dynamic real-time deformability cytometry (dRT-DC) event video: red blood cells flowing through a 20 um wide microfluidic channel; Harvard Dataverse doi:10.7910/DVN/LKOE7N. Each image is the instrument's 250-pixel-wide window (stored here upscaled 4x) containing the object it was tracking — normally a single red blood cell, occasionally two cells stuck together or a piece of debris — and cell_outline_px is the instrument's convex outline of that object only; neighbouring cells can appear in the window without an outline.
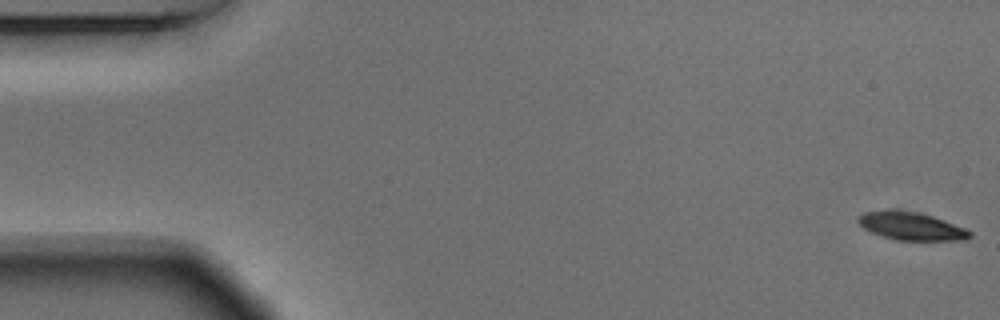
{"species": "Egyptian fruit bat (a non-hibernating species)", "species_latin": "Rousettus aegyptiacus", "temperature_condition": "warm", "stored_images_in_passage": 55, "camera_frame_rate_fps": 3000, "um_per_image_px": 0.085, "animal": {"sex": "male"}, "frame": {"image": 1, "passage_image": 1, "time_ms": 0.0, "image_size_px": [1000, 320], "cell_outline_px": [[972, 236], [968, 240], [896, 240], [880, 236], [864, 228], [856, 220], [864, 212], [888, 208], [916, 212], [932, 216], [944, 220], [964, 228], [972, 232]], "centroid_in_image_um": [77.43, 19.21], "position_along_channel_um": 7.6, "area_um2": 18.32}}
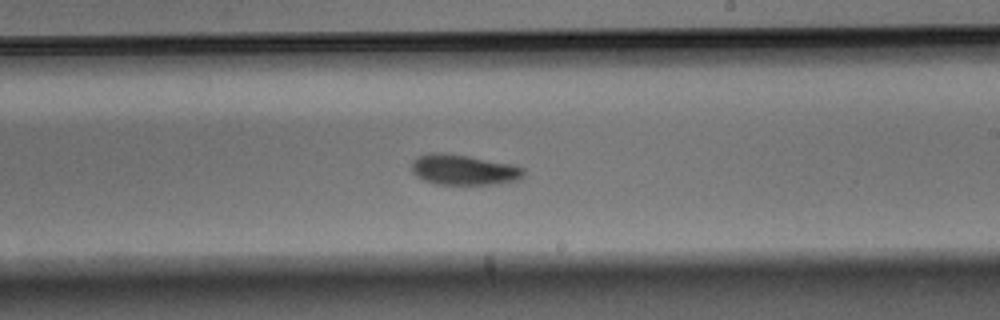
{"frame": {"image": 2, "passage_image": 32, "time_ms": 10.333, "image_size_px": [1000, 320], "cell_outline_px": [[524, 176], [520, 180], [496, 184], [436, 184], [424, 180], [416, 176], [412, 172], [412, 160], [416, 156], [428, 152], [440, 152], [468, 156], [512, 164], [524, 168]], "centroid_in_image_um": [39.4, 14.42], "position_along_channel_um": 249.6, "area_um2": 20.06}}
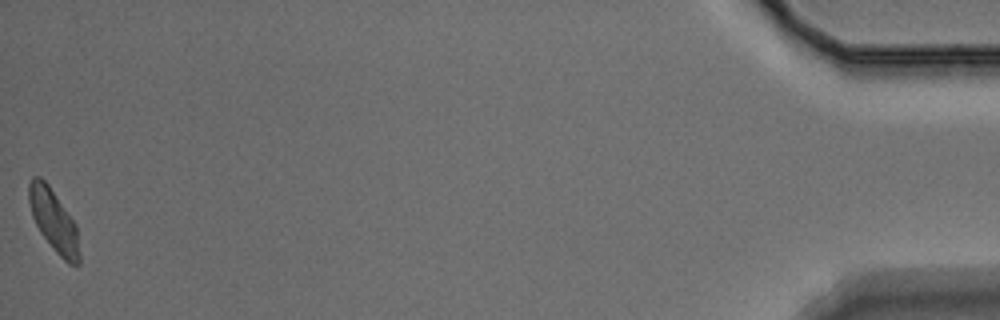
{"frame": {"image": 3, "passage_image": 55, "time_ms": 18.0, "image_size_px": [1000, 320], "cell_outline_px": [[80, 264], [76, 268], [68, 264], [56, 252], [40, 232], [32, 216], [28, 200], [28, 184], [32, 176], [40, 176], [48, 184], [76, 224], [80, 252]], "centroid_in_image_um": [4.58, 18.78], "position_along_channel_um": 430.6, "area_um2": 18.44}, "authors_computed_cell_mechanics": {"area_um2": 19.363, "velocity_mm_per_s": 3.6586, "shape_relaxation_time_tau1_ms": 2.3148, "shape_relaxation_time_tau2_ms": 8.2302, "deformation_change_tau1": 0.1187, "deformation_change_tau2": 0.1545}}